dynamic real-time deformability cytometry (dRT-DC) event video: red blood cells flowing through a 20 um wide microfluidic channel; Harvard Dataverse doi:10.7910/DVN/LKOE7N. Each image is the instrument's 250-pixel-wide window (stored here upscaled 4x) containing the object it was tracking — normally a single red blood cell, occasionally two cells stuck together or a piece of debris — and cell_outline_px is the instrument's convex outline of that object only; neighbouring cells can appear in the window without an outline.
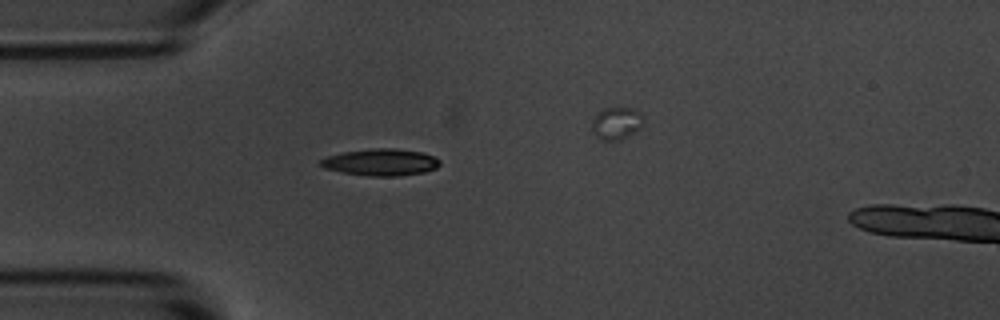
{"species": "common noctule bat (a hibernating species)", "species_latin": "Nyctalus noctula", "temperature_condition": "room temperature", "stored_images_in_passage": 2, "camera_frame_rate_fps": 3000, "um_per_image_px": 0.085, "animal": {"sex": "male", "body_mass_g": 20.1, "forearm_length_mm": 53.5}, "frame": {"image": 1, "passage_image": 1, "time_ms": 0.0, "image_size_px": [1000, 320], "cell_outline_px": [[440, 164], [436, 168], [424, 172], [400, 176], [368, 176], [340, 172], [324, 168], [320, 164], [320, 160], [328, 156], [340, 152], [372, 148], [396, 148], [424, 152], [440, 160]], "centroid_in_image_um": [32.37, 13.78], "position_along_channel_um": 52.6, "area_um2": 18.84}}